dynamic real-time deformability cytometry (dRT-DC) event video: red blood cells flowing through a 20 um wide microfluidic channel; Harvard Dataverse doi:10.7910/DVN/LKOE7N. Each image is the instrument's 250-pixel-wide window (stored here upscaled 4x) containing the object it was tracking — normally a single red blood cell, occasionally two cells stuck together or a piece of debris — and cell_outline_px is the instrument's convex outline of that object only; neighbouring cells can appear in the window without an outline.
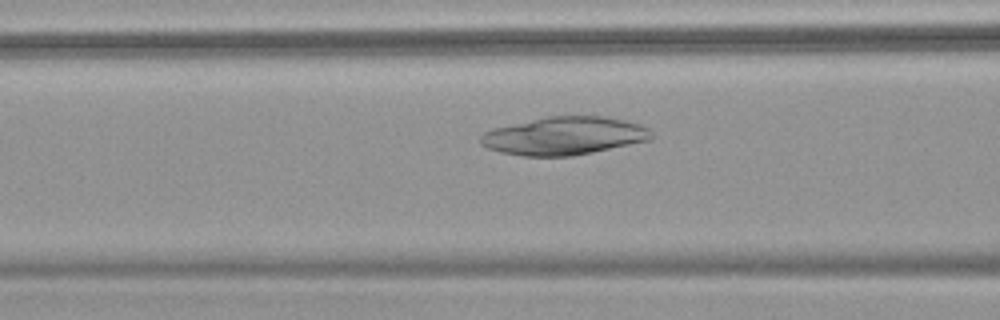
{"species": "common noctule bat (a hibernating species)", "species_latin": "Nyctalus noctula", "temperature_condition": "warm", "stored_images_in_passage": 39, "camera_frame_rate_fps": 3000, "um_per_image_px": 0.085, "animal": {"sex": "female", "body_mass_g": 18.4}, "frame": {"image": 1, "passage_image": 8, "time_ms": 2.333, "image_size_px": [1000, 320], "cell_outline_px": [[652, 140], [572, 156], [524, 156], [500, 152], [488, 148], [480, 144], [480, 136], [484, 132], [492, 128], [548, 116], [604, 116], [624, 120], [640, 124], [648, 128], [652, 132]], "centroid_in_image_um": [47.96, 11.55], "position_along_channel_um": 118.6, "area_um2": 37.92}}
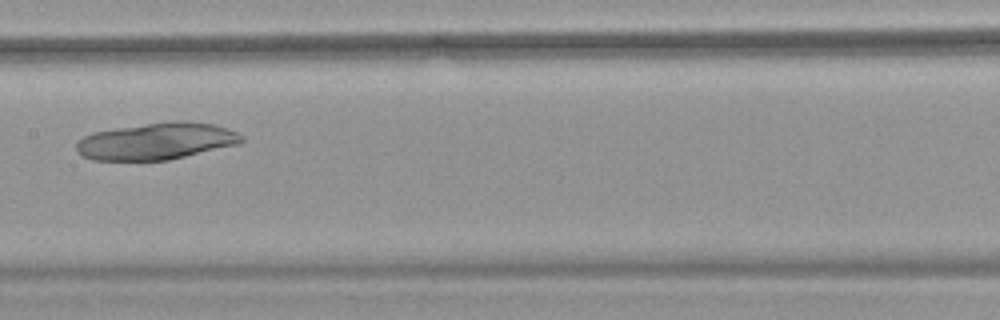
{"frame": {"image": 2, "passage_image": 14, "time_ms": 4.333, "image_size_px": [1000, 320], "cell_outline_px": [[244, 140], [240, 144], [168, 160], [92, 160], [80, 156], [76, 152], [76, 144], [84, 136], [92, 132], [144, 124], [176, 120], [184, 120], [216, 124], [236, 132], [244, 136]], "centroid_in_image_um": [13.32, 12.0], "position_along_channel_um": 194.1, "area_um2": 35.66}}
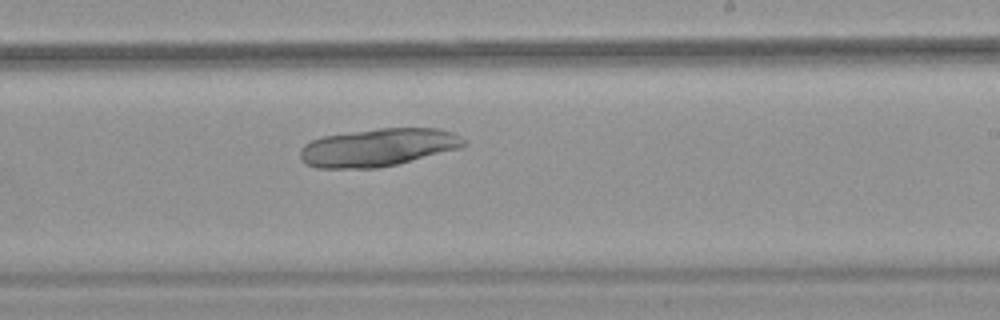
{"frame": {"image": 3, "passage_image": 19, "time_ms": 6.0, "image_size_px": [1000, 320], "cell_outline_px": [[468, 144], [460, 148], [396, 164], [376, 168], [316, 168], [300, 160], [300, 148], [304, 144], [312, 140], [324, 136], [380, 128], [440, 128], [452, 132], [460, 136]], "centroid_in_image_um": [32.13, 12.53], "position_along_channel_um": 256.9, "area_um2": 35.95}}